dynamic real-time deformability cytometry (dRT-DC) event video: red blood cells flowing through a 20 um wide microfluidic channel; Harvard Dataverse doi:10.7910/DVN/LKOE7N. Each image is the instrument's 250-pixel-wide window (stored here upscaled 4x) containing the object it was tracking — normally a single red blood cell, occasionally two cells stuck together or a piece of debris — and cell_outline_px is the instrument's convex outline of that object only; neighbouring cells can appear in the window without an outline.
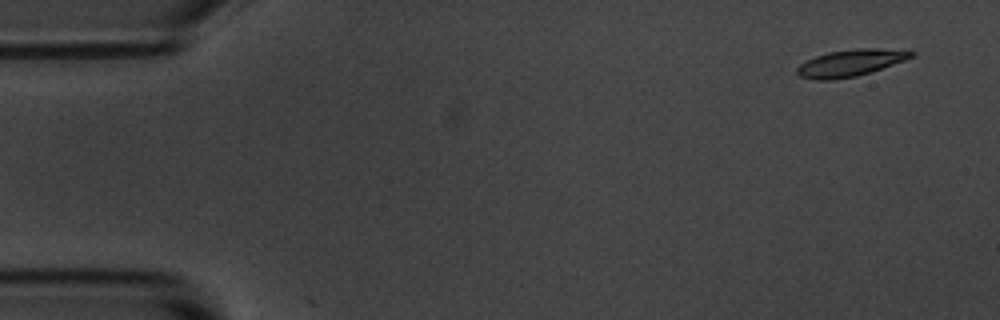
{"species": "common noctule bat (a hibernating species)", "species_latin": "Nyctalus noctula", "temperature_condition": "room temperature", "stored_images_in_passage": 6, "camera_frame_rate_fps": 3000, "um_per_image_px": 0.085, "animal": {"sex": "male", "body_mass_g": 20.1, "forearm_length_mm": 53.5}, "frame": {"image": 1, "passage_image": 1, "time_ms": 0.0, "image_size_px": [1000, 320], "cell_outline_px": [[916, 56], [856, 76], [832, 80], [812, 80], [800, 76], [796, 72], [796, 68], [800, 64], [816, 56], [828, 52], [856, 48], [880, 48], [916, 52]], "centroid_in_image_um": [72.25, 5.34], "position_along_channel_um": 12.7, "area_um2": 17.63}}
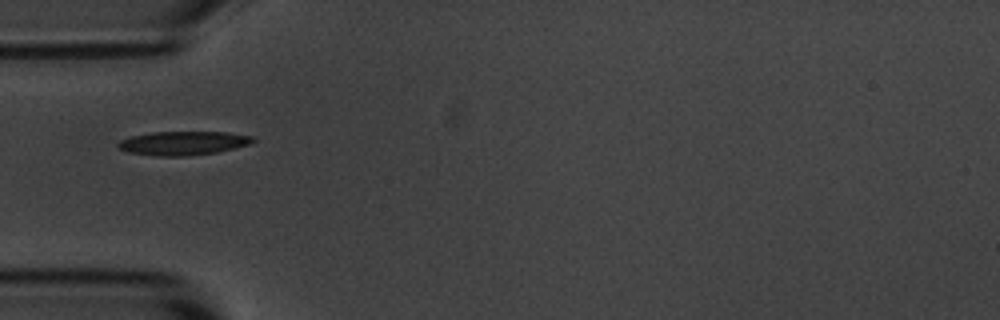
{"frame": {"image": 2, "passage_image": 5, "time_ms": 4.667, "image_size_px": [1000, 320], "cell_outline_px": [[256, 140], [252, 144], [216, 152], [184, 156], [156, 156], [128, 152], [120, 148], [116, 144], [120, 140], [132, 136], [152, 132], [228, 132], [256, 136]], "centroid_in_image_um": [15.62, 12.16], "position_along_channel_um": 69.4, "area_um2": 18.79}}